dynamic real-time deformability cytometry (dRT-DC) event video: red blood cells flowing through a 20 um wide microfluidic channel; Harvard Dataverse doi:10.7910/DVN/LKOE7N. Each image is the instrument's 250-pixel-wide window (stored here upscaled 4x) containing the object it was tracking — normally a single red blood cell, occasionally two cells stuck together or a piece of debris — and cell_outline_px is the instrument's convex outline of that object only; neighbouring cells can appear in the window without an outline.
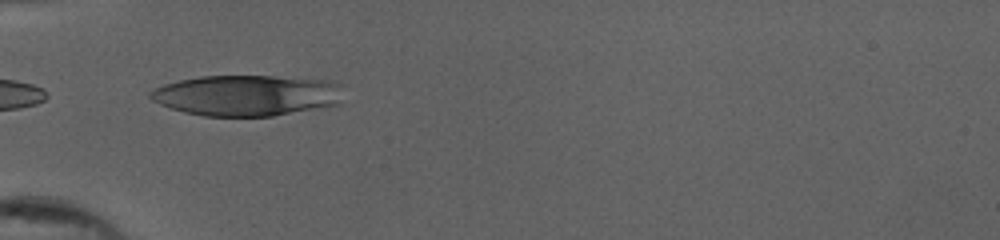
{"species": "human", "species_latin": "Homo sapiens", "temperature_condition": "cold", "stored_images_in_passage": 36, "camera_frame_rate_fps": 3000, "um_per_image_px": 0.085, "donor": {"sex": "female"}, "frame": {"image": 1, "passage_image": 1, "time_ms": 0.0, "image_size_px": [1000, 240], "cell_outline_px": [[340, 104], [272, 116], [204, 116], [184, 112], [160, 104], [152, 100], [148, 96], [148, 92], [164, 84], [180, 80], [200, 76], [276, 76], [332, 80], [340, 84]], "centroid_in_image_um": [20.97, 8.1], "position_along_channel_um": 64.0, "area_um2": 46.01}}
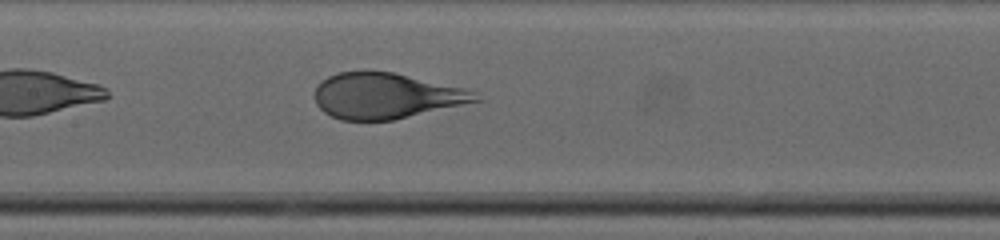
{"frame": {"image": 2, "passage_image": 10, "time_ms": 3.0, "image_size_px": [1000, 240], "cell_outline_px": [[484, 100], [392, 120], [340, 120], [324, 112], [316, 104], [316, 84], [320, 80], [328, 76], [340, 72], [392, 72], [464, 88], [472, 92]], "centroid_in_image_um": [32.79, 8.15], "position_along_channel_um": 174.6, "area_um2": 42.37}}
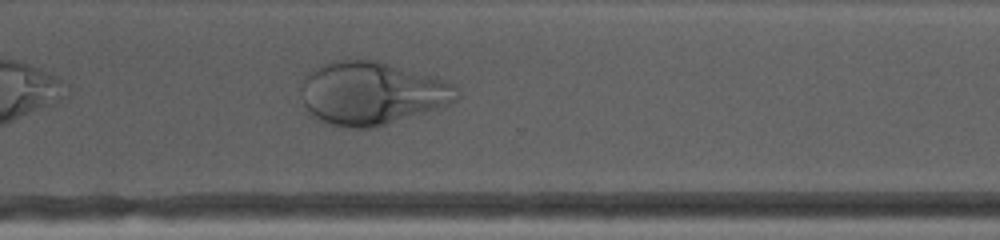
{"frame": {"image": 3, "passage_image": 23, "time_ms": 7.333, "image_size_px": [1000, 240], "cell_outline_px": [[460, 96], [456, 100], [448, 104], [376, 128], [348, 128], [328, 124], [316, 120], [304, 104], [300, 88], [308, 72], [320, 64], [332, 60], [376, 60], [452, 80], [460, 88]], "centroid_in_image_um": [31.63, 7.91], "position_along_channel_um": 339.0, "area_um2": 57.97}, "authors_computed_cell_mechanics": {"area_um2": 48.7832, "velocity_mm_per_s": 3.814, "shape_relaxation_time_tau1_ms": 3.958, "shape_relaxation_time_tau2_ms": null, "deformation_change_tau1": 0.204, "deformation_change_tau2": null}}